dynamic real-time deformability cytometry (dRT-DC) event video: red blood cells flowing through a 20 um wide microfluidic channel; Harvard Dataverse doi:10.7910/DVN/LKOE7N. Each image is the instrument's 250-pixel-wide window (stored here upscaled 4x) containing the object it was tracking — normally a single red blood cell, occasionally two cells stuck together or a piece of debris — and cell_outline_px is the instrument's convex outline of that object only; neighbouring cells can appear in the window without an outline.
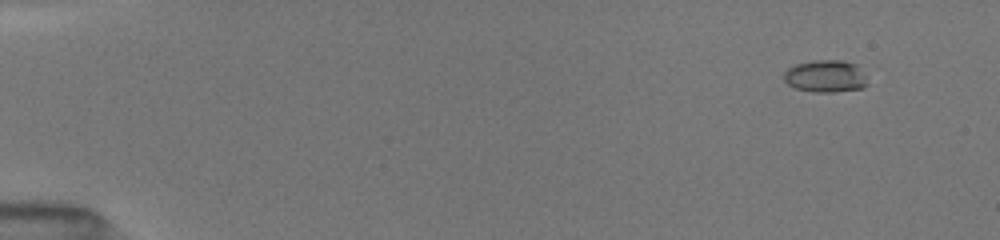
{"species": "common noctule bat (a hibernating species)", "species_latin": "Nyctalus noctula", "temperature_condition": "room temperature", "stored_images_in_passage": 62, "camera_frame_rate_fps": 3000, "um_per_image_px": 0.085, "animal": {"sex": "female", "body_mass_g": 19.5, "forearm_length_mm": 54.1}, "frame": {"image": 1, "passage_image": 6, "time_ms": 1.333, "image_size_px": [1000, 240], "cell_outline_px": [[864, 88], [836, 92], [812, 92], [796, 88], [788, 84], [784, 80], [784, 72], [788, 68], [796, 64], [816, 60], [840, 60], [856, 64], [864, 76]], "centroid_in_image_um": [70.13, 6.48], "position_along_channel_um": 14.9, "area_um2": 15.49}}
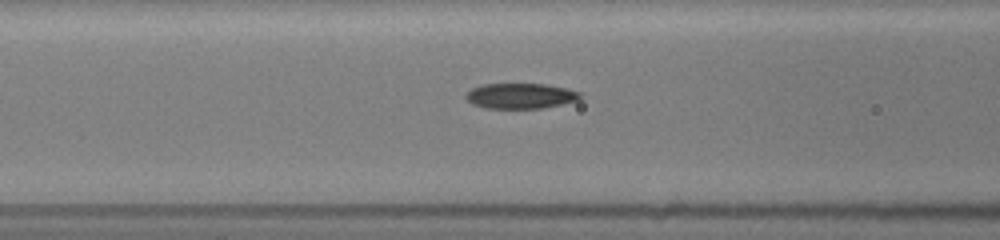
{"frame": {"image": 2, "passage_image": 28, "time_ms": 7.333, "image_size_px": [1000, 240], "cell_outline_px": [[584, 96], [580, 100], [544, 108], [484, 108], [472, 104], [464, 96], [472, 88], [484, 84], [544, 84], [564, 88], [580, 92]], "centroid_in_image_um": [44.27, 8.16], "position_along_channel_um": 122.3, "area_um2": 16.94}}
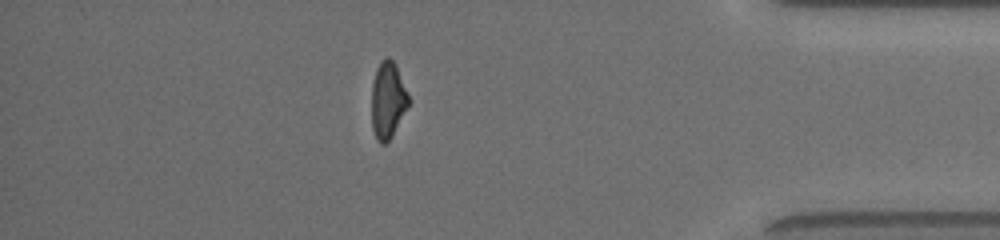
{"frame": {"image": 3, "passage_image": 55, "time_ms": 15.0, "image_size_px": [1000, 240], "cell_outline_px": [[408, 104], [392, 136], [384, 144], [380, 144], [376, 140], [372, 128], [372, 84], [376, 68], [380, 60], [388, 56], [392, 60], [396, 68], [408, 96]], "centroid_in_image_um": [32.91, 8.53], "position_along_channel_um": 402.3, "area_um2": 16.07}, "authors_computed_cell_mechanics": {"area_um2": 16.7331, "velocity_mm_per_s": 4.0662, "shape_relaxation_time_tau1_ms": 5.2074, "shape_relaxation_time_tau2_ms": 2.6556, "deformation_change_tau1": 0.1903, "deformation_change_tau2": 0.103}}